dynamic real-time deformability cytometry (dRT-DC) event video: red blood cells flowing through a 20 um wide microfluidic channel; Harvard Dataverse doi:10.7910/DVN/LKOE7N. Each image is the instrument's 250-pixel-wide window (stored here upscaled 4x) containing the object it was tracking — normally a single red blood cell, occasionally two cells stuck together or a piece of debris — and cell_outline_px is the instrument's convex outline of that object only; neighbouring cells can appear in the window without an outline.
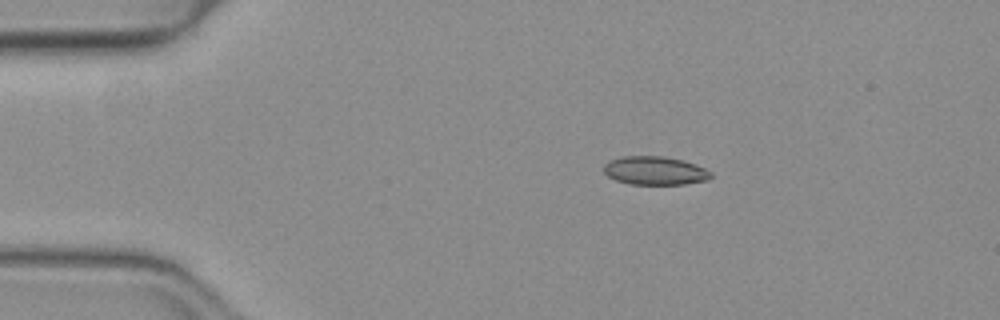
{"species": "common noctule bat (a hibernating species)", "species_latin": "Nyctalus noctula", "temperature_condition": "warm", "stored_images_in_passage": 44, "camera_frame_rate_fps": 3000, "um_per_image_px": 0.085, "animal": {"sex": "female", "body_mass_g": 19.3, "forearm_length_mm": 54.1}, "frame": {"image": 1, "passage_image": 1, "time_ms": 0.0, "image_size_px": [1000, 320], "cell_outline_px": [[712, 176], [708, 180], [684, 184], [628, 184], [616, 180], [608, 176], [604, 172], [604, 164], [612, 160], [624, 156], [664, 156], [696, 164], [712, 172]], "centroid_in_image_um": [55.68, 14.51], "position_along_channel_um": 29.3, "area_um2": 17.69}}
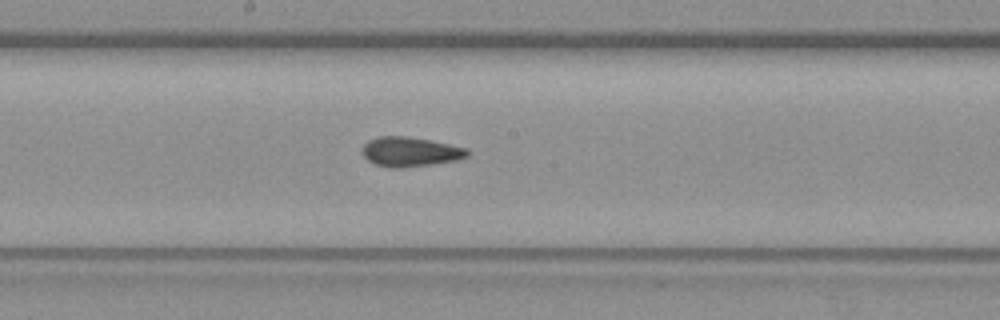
{"frame": {"image": 2, "passage_image": 19, "time_ms": 6.0, "image_size_px": [1000, 320], "cell_outline_px": [[468, 156], [460, 160], [404, 168], [388, 168], [376, 164], [368, 160], [360, 152], [364, 144], [368, 140], [376, 136], [404, 136], [428, 140], [468, 148]], "centroid_in_image_um": [34.84, 12.91], "position_along_channel_um": 213.4, "area_um2": 18.26}}
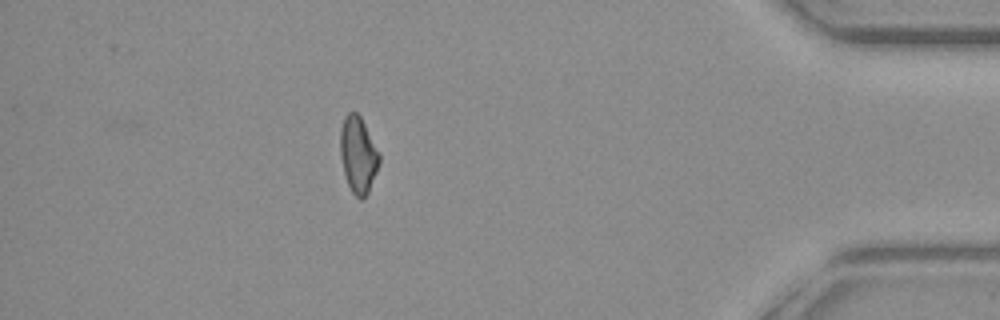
{"frame": {"image": 3, "passage_image": 37, "time_ms": 12.0, "image_size_px": [1000, 320], "cell_outline_px": [[380, 160], [376, 172], [368, 192], [360, 200], [352, 192], [348, 184], [344, 172], [340, 156], [340, 128], [344, 116], [348, 112], [356, 112], [360, 116], [380, 152]], "centroid_in_image_um": [30.43, 13.12], "position_along_channel_um": 404.8, "area_um2": 17.34}}